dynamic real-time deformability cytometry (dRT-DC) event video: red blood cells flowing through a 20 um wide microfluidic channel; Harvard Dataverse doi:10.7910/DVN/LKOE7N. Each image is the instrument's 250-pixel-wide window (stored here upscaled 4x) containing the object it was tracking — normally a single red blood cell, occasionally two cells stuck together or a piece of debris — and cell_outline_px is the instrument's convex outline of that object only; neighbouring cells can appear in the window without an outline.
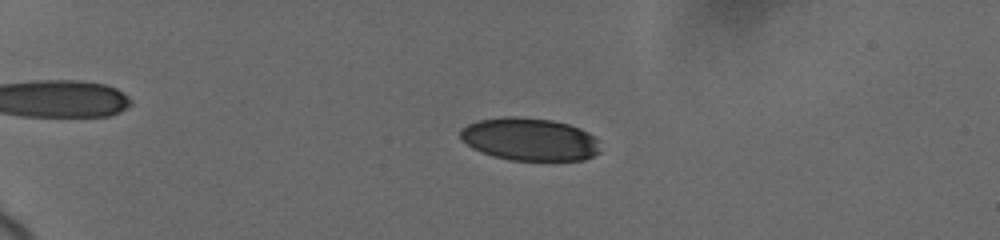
{"species": "human", "species_latin": "Homo sapiens", "temperature_condition": "cold", "stored_images_in_passage": 58, "camera_frame_rate_fps": 3000, "um_per_image_px": 0.085, "donor": {"sex": "female"}, "frame": {"image": 1, "passage_image": 14, "time_ms": 4.667, "image_size_px": [1000, 240], "cell_outline_px": [[600, 152], [584, 160], [512, 160], [492, 156], [480, 152], [472, 148], [460, 136], [460, 128], [476, 120], [504, 116], [516, 116], [552, 120], [568, 124], [580, 128], [588, 132], [596, 140]], "centroid_in_image_um": [44.98, 11.83], "position_along_channel_um": 40.0, "area_um2": 34.85}}
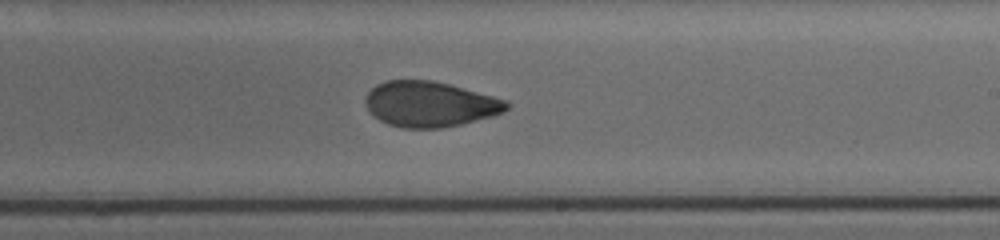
{"frame": {"image": 2, "passage_image": 36, "time_ms": 12.333, "image_size_px": [1000, 240], "cell_outline_px": [[512, 104], [504, 112], [492, 116], [460, 124], [440, 128], [404, 128], [388, 124], [380, 120], [364, 104], [364, 100], [368, 92], [376, 84], [384, 80], [432, 80], [448, 84], [508, 100]], "centroid_in_image_um": [36.55, 8.84], "position_along_channel_um": 252.5, "area_um2": 37.28}}
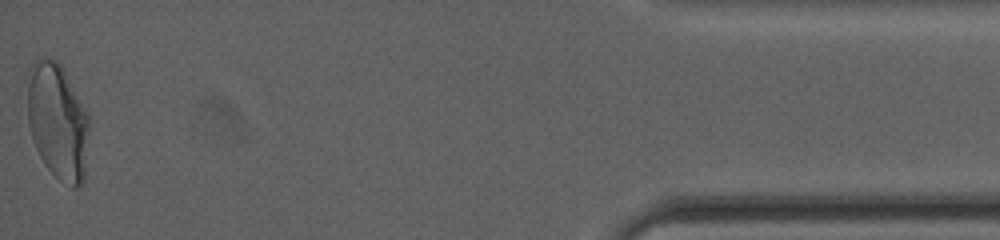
{"frame": {"image": 3, "passage_image": 58, "time_ms": 19.0, "image_size_px": [1000, 240], "cell_outline_px": [[88, 132], [84, 180], [80, 188], [72, 188], [60, 180], [44, 164], [32, 140], [28, 124], [28, 68], [36, 56], [44, 56], [56, 60], [64, 68], [88, 112]], "centroid_in_image_um": [4.89, 10.27], "position_along_channel_um": 430.3, "area_um2": 42.37}, "authors_computed_cell_mechanics": {"area_um2": 37.3388, "velocity_mm_per_s": 3.703, "shape_relaxation_time_tau1_ms": 8.6573, "shape_relaxation_time_tau2_ms": 1.7213, "deformation_change_tau1": 0.2009, "deformation_change_tau2": 0.0677}}